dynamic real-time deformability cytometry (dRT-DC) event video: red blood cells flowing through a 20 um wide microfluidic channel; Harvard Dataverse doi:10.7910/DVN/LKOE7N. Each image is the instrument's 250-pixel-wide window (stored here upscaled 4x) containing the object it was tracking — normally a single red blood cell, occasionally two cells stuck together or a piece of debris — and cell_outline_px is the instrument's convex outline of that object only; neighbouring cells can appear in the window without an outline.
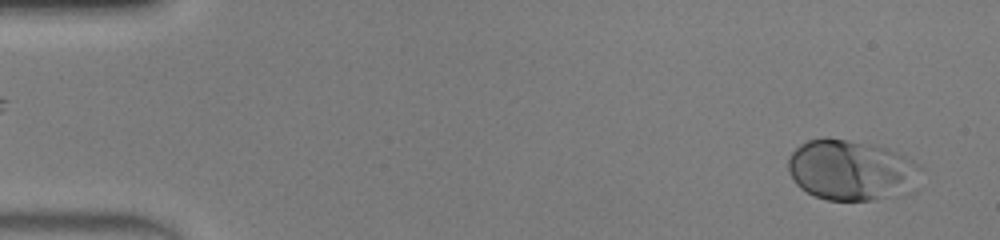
{"species": "human", "species_latin": "Homo sapiens", "temperature_condition": "warm", "stored_images_in_passage": 48, "camera_frame_rate_fps": 3000, "um_per_image_px": 0.085, "donor": {"sex": "male"}, "frame": {"image": 1, "passage_image": 2, "time_ms": 0.333, "image_size_px": [1000, 240], "cell_outline_px": [[924, 168], [888, 196], [872, 200], [828, 200], [816, 196], [800, 188], [796, 184], [788, 172], [788, 160], [792, 152], [800, 144], [808, 140], [824, 136], [876, 144], [888, 148], [912, 160]], "centroid_in_image_um": [72.17, 14.38], "position_along_channel_um": 12.8, "area_um2": 45.43}}
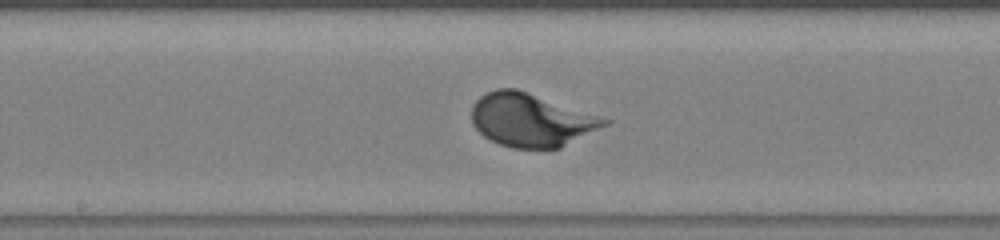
{"frame": {"image": 2, "passage_image": 25, "time_ms": 8.0, "image_size_px": [1000, 240], "cell_outline_px": [[612, 120], [608, 124], [560, 148], [512, 148], [500, 144], [484, 136], [472, 124], [472, 108], [476, 100], [480, 96], [496, 88], [516, 88]], "centroid_in_image_um": [45.13, 10.2], "position_along_channel_um": 203.1, "area_um2": 40.81}}
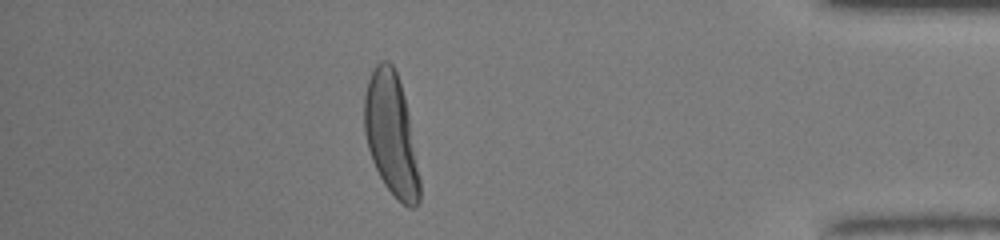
{"frame": {"image": 3, "passage_image": 42, "time_ms": 13.667, "image_size_px": [1000, 240], "cell_outline_px": [[420, 200], [416, 208], [408, 208], [384, 184], [372, 160], [368, 148], [364, 132], [364, 96], [368, 80], [376, 64], [380, 60], [388, 60], [392, 64], [396, 72], [404, 96], [408, 112], [420, 180]], "centroid_in_image_um": [33.24, 11.42], "position_along_channel_um": 402.0, "area_um2": 39.07}, "authors_computed_cell_mechanics": {"area_um2": 40.2288, "velocity_mm_per_s": 4.2145, "shape_relaxation_time_tau1_ms": 2.4508, "shape_relaxation_time_tau2_ms": null, "deformation_change_tau1": 0.1884, "deformation_change_tau2": null}}